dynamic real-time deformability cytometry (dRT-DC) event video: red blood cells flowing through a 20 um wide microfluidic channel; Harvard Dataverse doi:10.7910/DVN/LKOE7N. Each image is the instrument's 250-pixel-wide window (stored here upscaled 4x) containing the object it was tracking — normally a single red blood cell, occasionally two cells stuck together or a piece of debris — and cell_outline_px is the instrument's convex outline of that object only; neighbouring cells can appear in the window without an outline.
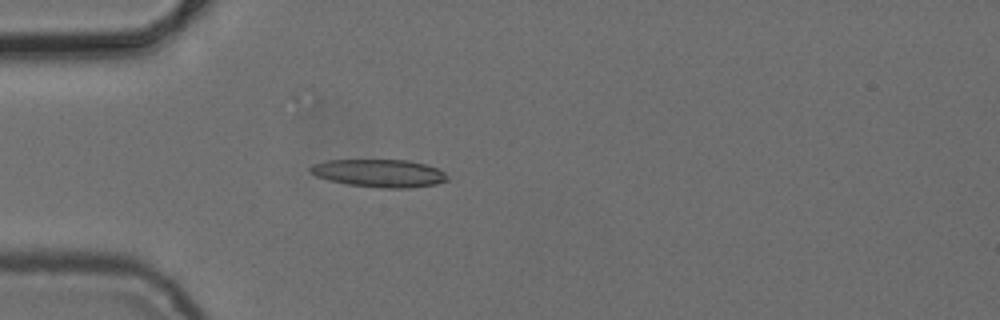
{"species": "common noctule bat (a hibernating species)", "species_latin": "Nyctalus noctula", "temperature_condition": "cold", "stored_images_in_passage": 4, "camera_frame_rate_fps": 3000, "um_per_image_px": 0.085, "animal": {"sex": "female", "body_mass_g": 24.6, "forearm_length_mm": 56.2}, "frame": {"image": 1, "passage_image": 4, "time_ms": 3.667, "image_size_px": [1000, 320], "cell_outline_px": [[448, 180], [436, 184], [408, 188], [380, 188], [348, 184], [328, 180], [316, 176], [308, 172], [308, 168], [312, 164], [324, 160], [408, 160], [424, 164], [436, 168], [444, 172], [448, 176]], "centroid_in_image_um": [32.19, 14.72], "position_along_channel_um": 52.8, "area_um2": 22.31}}